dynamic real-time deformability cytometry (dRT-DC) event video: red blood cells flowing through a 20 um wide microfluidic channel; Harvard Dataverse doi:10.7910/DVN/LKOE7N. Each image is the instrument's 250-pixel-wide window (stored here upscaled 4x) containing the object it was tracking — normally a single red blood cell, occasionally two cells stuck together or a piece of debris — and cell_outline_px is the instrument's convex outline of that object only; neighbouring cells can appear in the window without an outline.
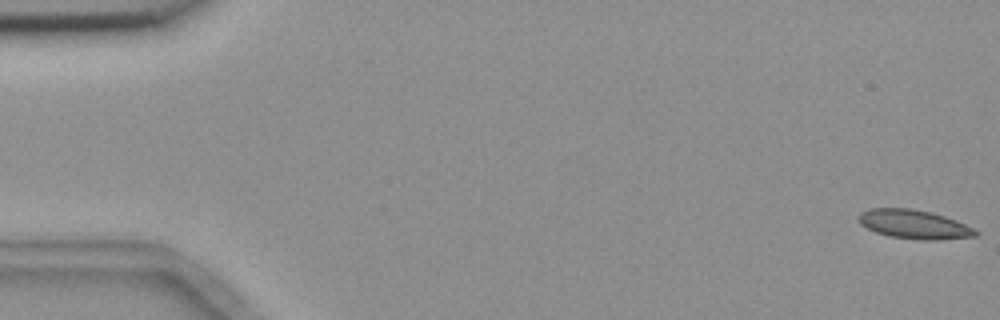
{"species": "common noctule bat (a hibernating species)", "species_latin": "Nyctalus noctula", "temperature_condition": "room temperature", "stored_images_in_passage": 5, "camera_frame_rate_fps": 3000, "um_per_image_px": 0.085, "animal": {"sex": "female", "body_mass_g": 18.4}, "frame": {"image": 1, "passage_image": 1, "time_ms": 0.0, "image_size_px": [1000, 320], "cell_outline_px": [[980, 232], [976, 236], [940, 240], [920, 240], [892, 236], [876, 232], [860, 224], [860, 212], [868, 208], [912, 208], [932, 212], [956, 220]], "centroid_in_image_um": [77.72, 19.06], "position_along_channel_um": 7.3, "area_um2": 19.65}}